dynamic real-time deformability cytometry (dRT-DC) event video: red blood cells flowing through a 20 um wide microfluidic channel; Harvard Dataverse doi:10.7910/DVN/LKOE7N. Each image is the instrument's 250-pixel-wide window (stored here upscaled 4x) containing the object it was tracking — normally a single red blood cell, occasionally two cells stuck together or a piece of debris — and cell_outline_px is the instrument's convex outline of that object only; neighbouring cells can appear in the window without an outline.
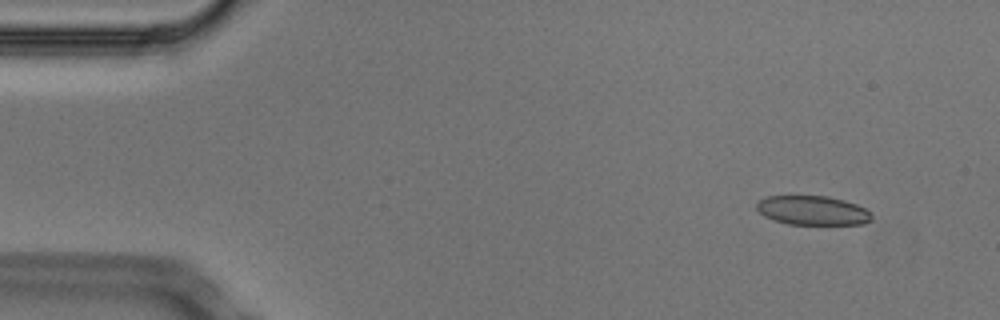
{"species": "Egyptian fruit bat (a non-hibernating species)", "species_latin": "Rousettus aegyptiacus", "temperature_condition": "cold", "stored_images_in_passage": 16, "camera_frame_rate_fps": 3000, "um_per_image_px": 0.085, "animal": {"sex": "male"}, "frame": {"image": 1, "passage_image": 5, "time_ms": 1.333, "image_size_px": [1000, 320], "cell_outline_px": [[872, 220], [864, 224], [788, 224], [772, 220], [764, 216], [756, 208], [756, 204], [760, 200], [768, 196], [828, 196], [844, 200], [856, 204], [872, 212]], "centroid_in_image_um": [69.09, 17.89], "position_along_channel_um": 15.9, "area_um2": 19.65}}
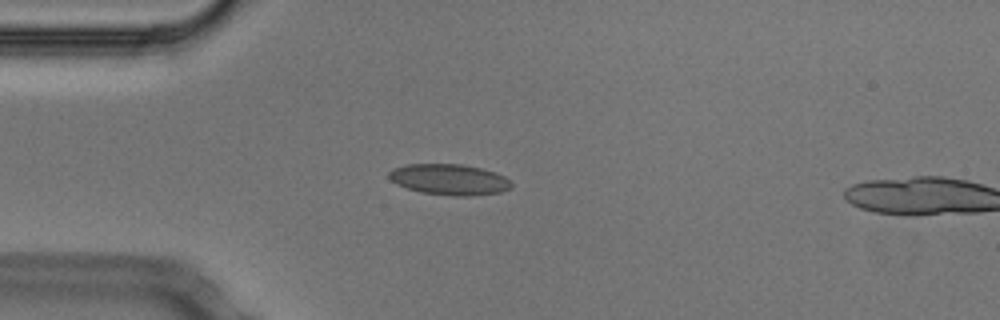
{"frame": {"image": 2, "passage_image": 14, "time_ms": 4.333, "image_size_px": [1000, 320], "cell_outline_px": [[512, 188], [500, 192], [472, 196], [452, 196], [420, 192], [396, 184], [388, 176], [388, 172], [396, 168], [408, 164], [464, 164], [496, 172], [512, 180]], "centroid_in_image_um": [38.24, 15.26], "position_along_channel_um": 46.8, "area_um2": 22.14}}